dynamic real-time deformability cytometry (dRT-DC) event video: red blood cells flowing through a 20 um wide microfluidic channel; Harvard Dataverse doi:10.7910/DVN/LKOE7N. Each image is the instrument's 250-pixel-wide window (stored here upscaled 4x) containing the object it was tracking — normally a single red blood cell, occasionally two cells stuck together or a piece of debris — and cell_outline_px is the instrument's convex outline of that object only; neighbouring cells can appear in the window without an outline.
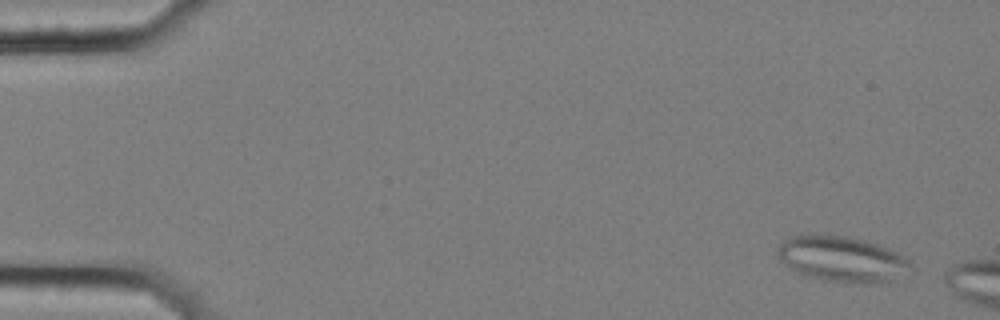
{"species": "common noctule bat (a hibernating species)", "species_latin": "Nyctalus noctula", "temperature_condition": "cold", "stored_images_in_passage": 3, "camera_frame_rate_fps": 3000, "um_per_image_px": 0.085, "animal": {"sex": "female", "body_mass_g": 25.1}, "frame": {"image": 1, "passage_image": 1, "time_ms": 0.0, "image_size_px": [1000, 320], "cell_outline_px": [[916, 268], [880, 284], [864, 284], [824, 280], [808, 276], [796, 272], [788, 268], [780, 260], [776, 252], [776, 248], [788, 236], [808, 232], [816, 232], [848, 236], [864, 240], [888, 248], [908, 256], [912, 260]], "centroid_in_image_um": [71.57, 21.98], "position_along_channel_um": 13.4, "area_um2": 36.65}}